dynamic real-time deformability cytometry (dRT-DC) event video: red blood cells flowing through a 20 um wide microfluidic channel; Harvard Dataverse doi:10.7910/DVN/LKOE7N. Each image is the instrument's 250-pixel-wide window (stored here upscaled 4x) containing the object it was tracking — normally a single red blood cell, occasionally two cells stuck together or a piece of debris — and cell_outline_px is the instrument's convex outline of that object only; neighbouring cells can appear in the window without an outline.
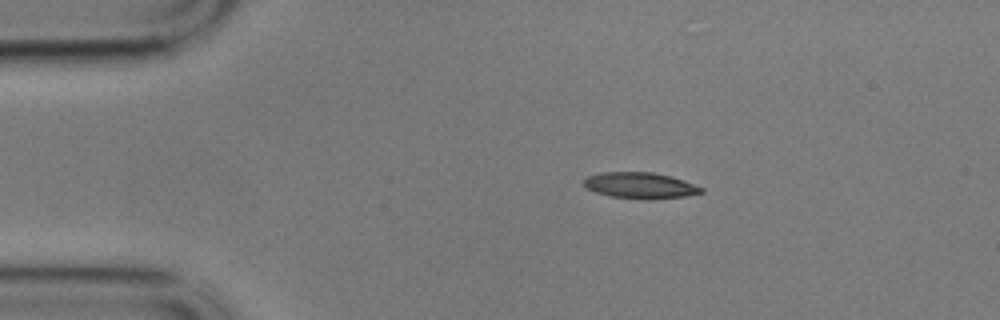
{"species": "common noctule bat (a hibernating species)", "species_latin": "Nyctalus noctula", "temperature_condition": "cold", "stored_images_in_passage": 49, "camera_frame_rate_fps": 3000, "um_per_image_px": 0.085, "animal": {"sex": "male", "body_mass_g": 17.9}, "frame": {"image": 1, "passage_image": 1, "time_ms": 0.0, "image_size_px": [1000, 320], "cell_outline_px": [[704, 192], [688, 196], [608, 196], [584, 188], [584, 180], [588, 176], [600, 172], [652, 172], [672, 176], [684, 180], [704, 188]], "centroid_in_image_um": [54.39, 15.7], "position_along_channel_um": 30.6, "area_um2": 16.99}}
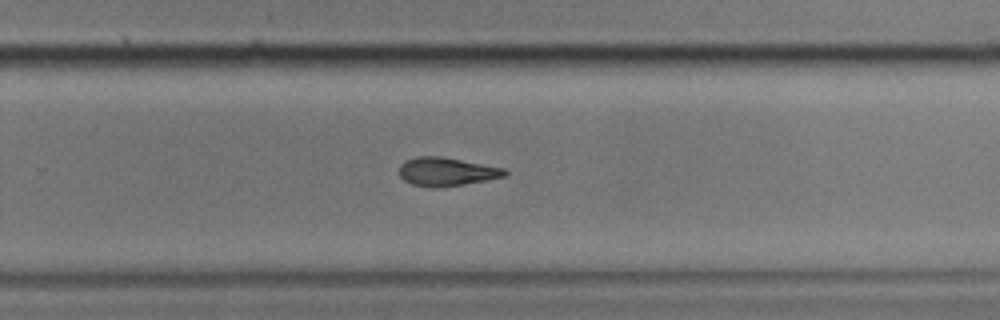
{"frame": {"image": 2, "passage_image": 28, "time_ms": 9.0, "image_size_px": [1000, 320], "cell_outline_px": [[508, 172], [504, 176], [484, 180], [440, 188], [432, 188], [412, 184], [404, 180], [400, 176], [400, 164], [404, 160], [420, 156], [440, 156], [504, 168]], "centroid_in_image_um": [37.91, 14.59], "position_along_channel_um": 291.9, "area_um2": 17.34}}
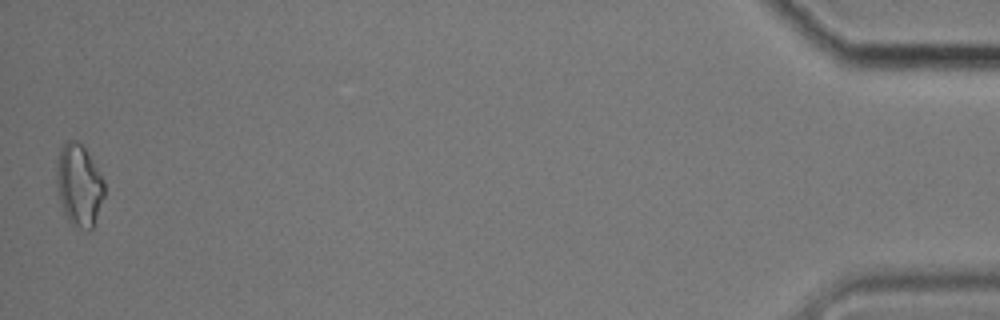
{"frame": {"image": 3, "passage_image": 48, "time_ms": 15.667, "image_size_px": [1000, 320], "cell_outline_px": [[104, 196], [92, 228], [88, 232], [72, 224], [68, 220], [64, 212], [56, 180], [56, 172], [60, 148], [68, 140], [76, 140], [84, 148], [104, 180]], "centroid_in_image_um": [6.72, 15.75], "position_along_channel_um": 428.5, "area_um2": 22.31}, "authors_computed_cell_mechanics": {"area_um2": 18.1492, "velocity_mm_per_s": 3.4213, "shape_relaxation_time_tau1_ms": 7.7797, "shape_relaxation_time_tau2_ms": 6.6211, "deformation_change_tau1": 0.1833, "deformation_change_tau2": 0.1635}}